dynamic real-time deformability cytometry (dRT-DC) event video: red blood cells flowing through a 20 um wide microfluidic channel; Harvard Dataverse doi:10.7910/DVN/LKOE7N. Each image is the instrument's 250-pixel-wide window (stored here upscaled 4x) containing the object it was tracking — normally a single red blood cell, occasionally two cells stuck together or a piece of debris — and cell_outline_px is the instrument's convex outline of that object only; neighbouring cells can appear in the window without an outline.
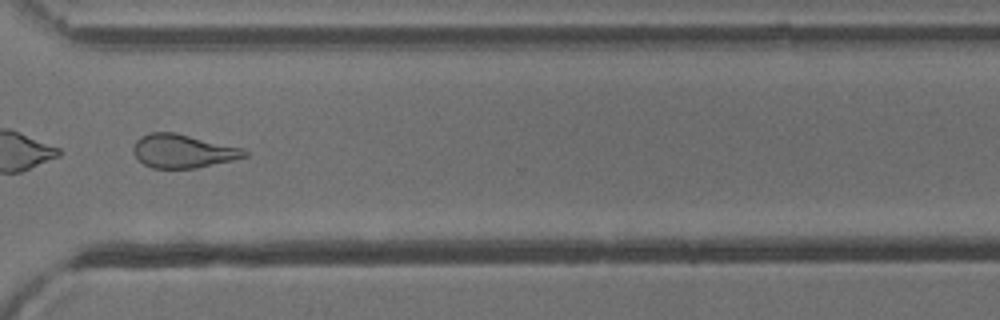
{"species": "common noctule bat (a hibernating species)", "species_latin": "Nyctalus noctula", "temperature_condition": "cold", "stored_images_in_passage": 34, "camera_frame_rate_fps": 3000, "um_per_image_px": 0.085, "animal": {"sex": "male", "body_mass_g": 13.3}, "frame": {"image": 1, "passage_image": 28, "time_ms": 9.0, "image_size_px": [1000, 320], "cell_outline_px": [[248, 156], [232, 160], [196, 168], [152, 168], [144, 164], [136, 156], [132, 148], [136, 140], [140, 136], [152, 132], [176, 132], [244, 148], [248, 152]], "centroid_in_image_um": [15.56, 12.83], "position_along_channel_um": 355.0, "area_um2": 21.79}, "authors_computed_cell_mechanics": {"area_um2": 21.5883, "velocity_mm_per_s": 3.8581, "shape_relaxation_time_tau1_ms": null, "shape_relaxation_time_tau2_ms": 3.1084, "deformation_change_tau1": null, "deformation_change_tau2": 0.1033}}